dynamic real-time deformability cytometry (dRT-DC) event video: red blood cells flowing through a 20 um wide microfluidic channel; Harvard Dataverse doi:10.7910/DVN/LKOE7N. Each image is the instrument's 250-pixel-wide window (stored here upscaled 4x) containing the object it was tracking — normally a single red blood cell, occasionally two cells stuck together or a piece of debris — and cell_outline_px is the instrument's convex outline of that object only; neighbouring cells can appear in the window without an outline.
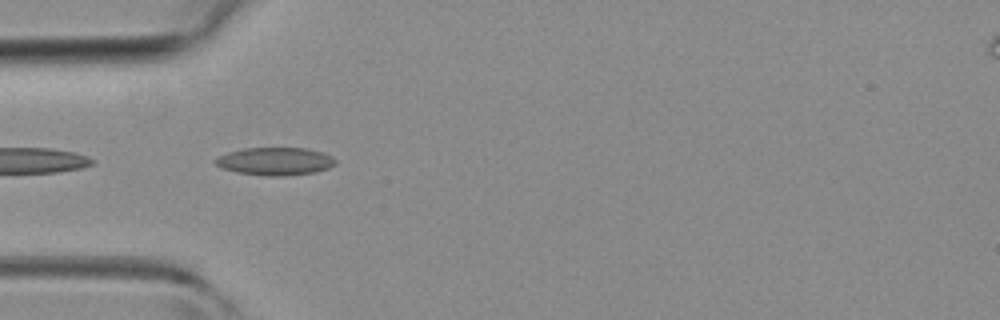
{"species": "common noctule bat (a hibernating species)", "species_latin": "Nyctalus noctula", "temperature_condition": "room temperature", "stored_images_in_passage": 14, "camera_frame_rate_fps": 3000, "um_per_image_px": 0.085, "animal": {"sex": "female", "body_mass_g": 19.3, "forearm_length_mm": 54.1}, "frame": {"image": 1, "passage_image": 8, "time_ms": 2.333, "image_size_px": [1000, 320], "cell_outline_px": [[336, 164], [328, 168], [312, 172], [284, 176], [268, 176], [236, 172], [220, 168], [212, 160], [216, 156], [228, 152], [244, 148], [308, 148], [324, 152], [332, 156], [336, 160]], "centroid_in_image_um": [23.36, 13.7], "position_along_channel_um": 61.6, "area_um2": 19.65}}